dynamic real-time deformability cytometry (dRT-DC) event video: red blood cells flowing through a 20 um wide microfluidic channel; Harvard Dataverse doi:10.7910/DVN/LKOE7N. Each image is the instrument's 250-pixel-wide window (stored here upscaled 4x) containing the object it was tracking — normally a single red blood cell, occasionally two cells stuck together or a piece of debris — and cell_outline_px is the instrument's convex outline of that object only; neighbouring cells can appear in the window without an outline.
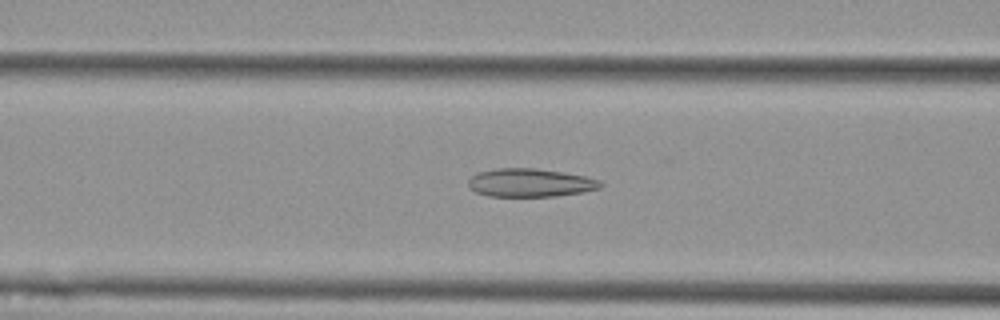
{"species": "Egyptian fruit bat (a non-hibernating species)", "species_latin": "Rousettus aegyptiacus", "temperature_condition": "cold", "stored_images_in_passage": 52, "camera_frame_rate_fps": 3000, "um_per_image_px": 0.085, "animal": {"sex": "female"}, "frame": {"image": 1, "passage_image": 22, "time_ms": 7.0, "image_size_px": [1000, 320], "cell_outline_px": [[604, 184], [600, 188], [584, 192], [556, 196], [488, 196], [476, 192], [468, 184], [468, 180], [476, 172], [496, 168], [536, 168], [564, 172], [584, 176], [600, 180]], "centroid_in_image_um": [45.08, 15.52], "position_along_channel_um": 121.5, "area_um2": 21.91}}
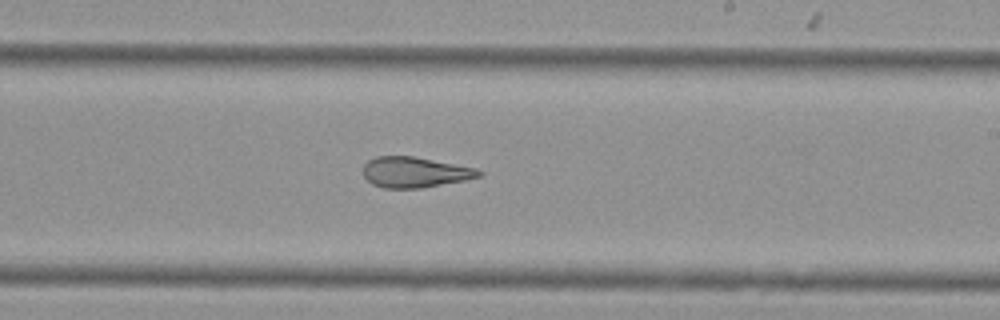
{"frame": {"image": 2, "passage_image": 33, "time_ms": 10.667, "image_size_px": [1000, 320], "cell_outline_px": [[484, 172], [480, 176], [464, 180], [420, 188], [384, 188], [372, 184], [364, 176], [364, 164], [368, 160], [376, 156], [412, 156], [476, 168]], "centroid_in_image_um": [35.24, 14.63], "position_along_channel_um": 253.8, "area_um2": 20.4}}
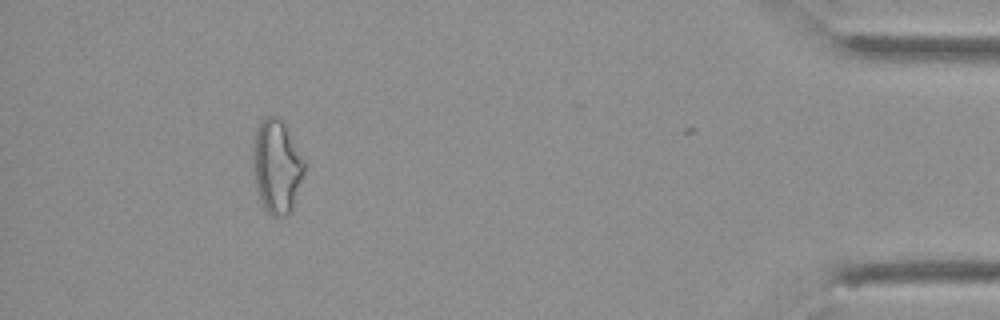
{"frame": {"image": 3, "passage_image": 51, "time_ms": 16.667, "image_size_px": [1000, 320], "cell_outline_px": [[304, 172], [292, 212], [288, 216], [276, 220], [260, 204], [256, 188], [252, 164], [252, 148], [256, 128], [264, 116], [280, 116], [284, 120], [304, 160]], "centroid_in_image_um": [23.51, 14.17], "position_along_channel_um": 411.7, "area_um2": 28.9}, "authors_computed_cell_mechanics": {"area_um2": 24.5361, "velocity_mm_per_s": 3.6115, "shape_relaxation_time_tau1_ms": null, "shape_relaxation_time_tau2_ms": 2.9846, "deformation_change_tau1": null, "deformation_change_tau2": 0.1222}}